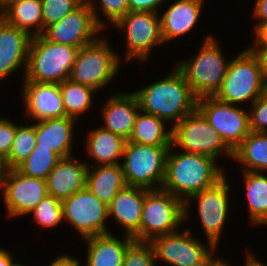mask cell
<instances>
[{"mask_svg":"<svg viewBox=\"0 0 267 266\" xmlns=\"http://www.w3.org/2000/svg\"><path fill=\"white\" fill-rule=\"evenodd\" d=\"M222 162L212 157L189 153L170 146L166 158L165 177L161 189L185 202L192 195L229 177Z\"/></svg>","mask_w":267,"mask_h":266,"instance_id":"6da1fadb","label":"cell"},{"mask_svg":"<svg viewBox=\"0 0 267 266\" xmlns=\"http://www.w3.org/2000/svg\"><path fill=\"white\" fill-rule=\"evenodd\" d=\"M163 78L146 83L140 89H133L137 96L140 110L144 113L155 115L174 127L184 117L197 108V97L183 75L171 66Z\"/></svg>","mask_w":267,"mask_h":266,"instance_id":"7a4b0ae2","label":"cell"},{"mask_svg":"<svg viewBox=\"0 0 267 266\" xmlns=\"http://www.w3.org/2000/svg\"><path fill=\"white\" fill-rule=\"evenodd\" d=\"M210 33L203 36L196 54L184 57L174 65L197 98L216 95L222 87L229 62L234 55L231 52L227 57L223 50L224 44L217 40L215 34Z\"/></svg>","mask_w":267,"mask_h":266,"instance_id":"3957f363","label":"cell"},{"mask_svg":"<svg viewBox=\"0 0 267 266\" xmlns=\"http://www.w3.org/2000/svg\"><path fill=\"white\" fill-rule=\"evenodd\" d=\"M109 34L108 31L104 32L95 41L78 50L69 79L91 87L98 93H102L107 86L114 85L111 82L116 81L125 64L121 61L122 52L113 48L116 46L112 44Z\"/></svg>","mask_w":267,"mask_h":266,"instance_id":"277c9868","label":"cell"},{"mask_svg":"<svg viewBox=\"0 0 267 266\" xmlns=\"http://www.w3.org/2000/svg\"><path fill=\"white\" fill-rule=\"evenodd\" d=\"M229 181L230 179L225 176L213 187L202 190L183 202L184 226L186 222L192 223L190 220L191 217H193L192 215H194V208V211L197 213L195 214L196 217H194V220L198 217V222L202 229L200 232H204L203 239L210 241L217 249L220 247L219 245H221V240L223 241L222 236H224V228H228L225 224H229L230 221L228 220H232L229 219L233 213L230 209H233L231 207H234L233 205L235 202H231L232 200H236L233 199L232 196L235 192L233 193V191H231V189H233L232 187L235 186L229 185L231 184Z\"/></svg>","mask_w":267,"mask_h":266,"instance_id":"5b68a950","label":"cell"},{"mask_svg":"<svg viewBox=\"0 0 267 266\" xmlns=\"http://www.w3.org/2000/svg\"><path fill=\"white\" fill-rule=\"evenodd\" d=\"M112 28L120 33V37L122 35L120 39L124 38L125 54L122 53L121 61L125 64L137 62L145 68V65L153 60L152 53L156 51L155 48L165 45L157 12H128L110 27V30Z\"/></svg>","mask_w":267,"mask_h":266,"instance_id":"8992f818","label":"cell"},{"mask_svg":"<svg viewBox=\"0 0 267 266\" xmlns=\"http://www.w3.org/2000/svg\"><path fill=\"white\" fill-rule=\"evenodd\" d=\"M245 47L231 57L222 87L215 97L248 108L265 92V76L257 56Z\"/></svg>","mask_w":267,"mask_h":266,"instance_id":"52a82bcc","label":"cell"},{"mask_svg":"<svg viewBox=\"0 0 267 266\" xmlns=\"http://www.w3.org/2000/svg\"><path fill=\"white\" fill-rule=\"evenodd\" d=\"M78 48L47 40L43 35L32 37L27 68L21 82L61 83L70 78Z\"/></svg>","mask_w":267,"mask_h":266,"instance_id":"ba28073f","label":"cell"},{"mask_svg":"<svg viewBox=\"0 0 267 266\" xmlns=\"http://www.w3.org/2000/svg\"><path fill=\"white\" fill-rule=\"evenodd\" d=\"M194 233L190 226H185L175 233L153 238L149 243L157 266H207L219 249Z\"/></svg>","mask_w":267,"mask_h":266,"instance_id":"9c48e42d","label":"cell"},{"mask_svg":"<svg viewBox=\"0 0 267 266\" xmlns=\"http://www.w3.org/2000/svg\"><path fill=\"white\" fill-rule=\"evenodd\" d=\"M169 148L126 141L121 166L127 186L160 189Z\"/></svg>","mask_w":267,"mask_h":266,"instance_id":"30bf717a","label":"cell"},{"mask_svg":"<svg viewBox=\"0 0 267 266\" xmlns=\"http://www.w3.org/2000/svg\"><path fill=\"white\" fill-rule=\"evenodd\" d=\"M184 203L163 189L148 190L140 221V242L172 234L184 225ZM181 227V228H180Z\"/></svg>","mask_w":267,"mask_h":266,"instance_id":"8fae6325","label":"cell"},{"mask_svg":"<svg viewBox=\"0 0 267 266\" xmlns=\"http://www.w3.org/2000/svg\"><path fill=\"white\" fill-rule=\"evenodd\" d=\"M172 145L178 150L203 154L217 161L223 157L233 160V151L197 109L173 127Z\"/></svg>","mask_w":267,"mask_h":266,"instance_id":"7c38bea8","label":"cell"},{"mask_svg":"<svg viewBox=\"0 0 267 266\" xmlns=\"http://www.w3.org/2000/svg\"><path fill=\"white\" fill-rule=\"evenodd\" d=\"M64 224L76 230L81 239L113 233L110 230L108 209L87 187L61 201Z\"/></svg>","mask_w":267,"mask_h":266,"instance_id":"4fadbf2b","label":"cell"},{"mask_svg":"<svg viewBox=\"0 0 267 266\" xmlns=\"http://www.w3.org/2000/svg\"><path fill=\"white\" fill-rule=\"evenodd\" d=\"M234 151L251 132L249 110L246 106L230 104L215 96L197 99L196 108Z\"/></svg>","mask_w":267,"mask_h":266,"instance_id":"5bb4252c","label":"cell"},{"mask_svg":"<svg viewBox=\"0 0 267 266\" xmlns=\"http://www.w3.org/2000/svg\"><path fill=\"white\" fill-rule=\"evenodd\" d=\"M47 194L46 180L23 175L17 169H5L0 196L5 217H27Z\"/></svg>","mask_w":267,"mask_h":266,"instance_id":"9a60e30c","label":"cell"},{"mask_svg":"<svg viewBox=\"0 0 267 266\" xmlns=\"http://www.w3.org/2000/svg\"><path fill=\"white\" fill-rule=\"evenodd\" d=\"M104 32L84 1L72 13L46 27L42 35L51 42L80 49L95 41Z\"/></svg>","mask_w":267,"mask_h":266,"instance_id":"2e32d148","label":"cell"},{"mask_svg":"<svg viewBox=\"0 0 267 266\" xmlns=\"http://www.w3.org/2000/svg\"><path fill=\"white\" fill-rule=\"evenodd\" d=\"M20 94L23 118L30 122L66 116L58 83L23 82Z\"/></svg>","mask_w":267,"mask_h":266,"instance_id":"e0dca14e","label":"cell"},{"mask_svg":"<svg viewBox=\"0 0 267 266\" xmlns=\"http://www.w3.org/2000/svg\"><path fill=\"white\" fill-rule=\"evenodd\" d=\"M166 1L159 11L161 35L165 45L179 38L190 37L198 25L202 23V14L206 0H172ZM168 4V5H167ZM163 11V12H162ZM200 20V21H199ZM188 34V35H187Z\"/></svg>","mask_w":267,"mask_h":266,"instance_id":"ac0fdd59","label":"cell"},{"mask_svg":"<svg viewBox=\"0 0 267 266\" xmlns=\"http://www.w3.org/2000/svg\"><path fill=\"white\" fill-rule=\"evenodd\" d=\"M31 39L26 31L0 16V84L11 76L13 78L19 70L20 79H24Z\"/></svg>","mask_w":267,"mask_h":266,"instance_id":"d6986e66","label":"cell"},{"mask_svg":"<svg viewBox=\"0 0 267 266\" xmlns=\"http://www.w3.org/2000/svg\"><path fill=\"white\" fill-rule=\"evenodd\" d=\"M110 94L108 93L104 103L101 102V108H98L101 116V123L98 124L128 141L140 111L138 98L133 91L125 92V89Z\"/></svg>","mask_w":267,"mask_h":266,"instance_id":"ffe728a7","label":"cell"},{"mask_svg":"<svg viewBox=\"0 0 267 266\" xmlns=\"http://www.w3.org/2000/svg\"><path fill=\"white\" fill-rule=\"evenodd\" d=\"M147 191L141 187L126 186L107 206L109 224L114 222L122 229L119 232L131 236L134 241H140V221Z\"/></svg>","mask_w":267,"mask_h":266,"instance_id":"44dd1931","label":"cell"},{"mask_svg":"<svg viewBox=\"0 0 267 266\" xmlns=\"http://www.w3.org/2000/svg\"><path fill=\"white\" fill-rule=\"evenodd\" d=\"M79 123L76 119L67 116L34 122L36 145L38 148L51 149L60 158L76 155L74 153V145L78 141L76 130L78 131V128L79 132L85 130Z\"/></svg>","mask_w":267,"mask_h":266,"instance_id":"7402d4cb","label":"cell"},{"mask_svg":"<svg viewBox=\"0 0 267 266\" xmlns=\"http://www.w3.org/2000/svg\"><path fill=\"white\" fill-rule=\"evenodd\" d=\"M82 157L61 158L46 178L48 195L63 201L86 187L88 165Z\"/></svg>","mask_w":267,"mask_h":266,"instance_id":"603a6c76","label":"cell"},{"mask_svg":"<svg viewBox=\"0 0 267 266\" xmlns=\"http://www.w3.org/2000/svg\"><path fill=\"white\" fill-rule=\"evenodd\" d=\"M115 233L116 231L82 239L81 242H84L86 246V252H84L86 257L84 258L85 261H80L81 265L123 266L126 250L134 239L129 235Z\"/></svg>","mask_w":267,"mask_h":266,"instance_id":"cb8c5ba5","label":"cell"},{"mask_svg":"<svg viewBox=\"0 0 267 266\" xmlns=\"http://www.w3.org/2000/svg\"><path fill=\"white\" fill-rule=\"evenodd\" d=\"M98 127H92L90 130H85L84 133V162L90 166L105 165V164H121L122 156L126 140L121 136L112 133L109 130ZM92 159V161H91Z\"/></svg>","mask_w":267,"mask_h":266,"instance_id":"d4e9b609","label":"cell"},{"mask_svg":"<svg viewBox=\"0 0 267 266\" xmlns=\"http://www.w3.org/2000/svg\"><path fill=\"white\" fill-rule=\"evenodd\" d=\"M239 179L242 180V188L245 193L246 206L248 209V225L255 229L267 227V172L241 171Z\"/></svg>","mask_w":267,"mask_h":266,"instance_id":"484cf974","label":"cell"},{"mask_svg":"<svg viewBox=\"0 0 267 266\" xmlns=\"http://www.w3.org/2000/svg\"><path fill=\"white\" fill-rule=\"evenodd\" d=\"M126 186L121 164L90 166L87 169L86 187L107 206Z\"/></svg>","mask_w":267,"mask_h":266,"instance_id":"4316f807","label":"cell"},{"mask_svg":"<svg viewBox=\"0 0 267 266\" xmlns=\"http://www.w3.org/2000/svg\"><path fill=\"white\" fill-rule=\"evenodd\" d=\"M239 171L267 172V132H250L233 151Z\"/></svg>","mask_w":267,"mask_h":266,"instance_id":"83f0119b","label":"cell"},{"mask_svg":"<svg viewBox=\"0 0 267 266\" xmlns=\"http://www.w3.org/2000/svg\"><path fill=\"white\" fill-rule=\"evenodd\" d=\"M173 127L166 121L139 111L128 141L143 145L171 146Z\"/></svg>","mask_w":267,"mask_h":266,"instance_id":"f1b7e54d","label":"cell"},{"mask_svg":"<svg viewBox=\"0 0 267 266\" xmlns=\"http://www.w3.org/2000/svg\"><path fill=\"white\" fill-rule=\"evenodd\" d=\"M59 88L62 94L63 105L67 117H71L81 122L85 114L89 115L97 105L94 104L96 95L99 93L88 86L76 83L71 79H67L59 83ZM96 106V108H94ZM93 107V108H92Z\"/></svg>","mask_w":267,"mask_h":266,"instance_id":"f546056e","label":"cell"},{"mask_svg":"<svg viewBox=\"0 0 267 266\" xmlns=\"http://www.w3.org/2000/svg\"><path fill=\"white\" fill-rule=\"evenodd\" d=\"M1 17L9 24L26 31L31 37L43 34L41 0H24L15 3Z\"/></svg>","mask_w":267,"mask_h":266,"instance_id":"4dcf8cb0","label":"cell"},{"mask_svg":"<svg viewBox=\"0 0 267 266\" xmlns=\"http://www.w3.org/2000/svg\"><path fill=\"white\" fill-rule=\"evenodd\" d=\"M24 123L17 122L15 137L9 153L4 161L6 169H16L32 153L36 146L34 122L23 119Z\"/></svg>","mask_w":267,"mask_h":266,"instance_id":"1f68e13d","label":"cell"},{"mask_svg":"<svg viewBox=\"0 0 267 266\" xmlns=\"http://www.w3.org/2000/svg\"><path fill=\"white\" fill-rule=\"evenodd\" d=\"M60 159L51 149L38 148L36 145L30 156L16 169L23 175L46 180Z\"/></svg>","mask_w":267,"mask_h":266,"instance_id":"d6a6232c","label":"cell"},{"mask_svg":"<svg viewBox=\"0 0 267 266\" xmlns=\"http://www.w3.org/2000/svg\"><path fill=\"white\" fill-rule=\"evenodd\" d=\"M96 23L105 31L130 12L129 0H85Z\"/></svg>","mask_w":267,"mask_h":266,"instance_id":"836d02e7","label":"cell"},{"mask_svg":"<svg viewBox=\"0 0 267 266\" xmlns=\"http://www.w3.org/2000/svg\"><path fill=\"white\" fill-rule=\"evenodd\" d=\"M41 230L51 231L59 229L63 225V214L61 201L51 195L38 203V205L27 215ZM45 228V229H44Z\"/></svg>","mask_w":267,"mask_h":266,"instance_id":"e575fe53","label":"cell"},{"mask_svg":"<svg viewBox=\"0 0 267 266\" xmlns=\"http://www.w3.org/2000/svg\"><path fill=\"white\" fill-rule=\"evenodd\" d=\"M85 0H41L43 13V32L46 27L60 21L72 13Z\"/></svg>","mask_w":267,"mask_h":266,"instance_id":"d590c367","label":"cell"},{"mask_svg":"<svg viewBox=\"0 0 267 266\" xmlns=\"http://www.w3.org/2000/svg\"><path fill=\"white\" fill-rule=\"evenodd\" d=\"M123 266H157L150 243L133 241L126 250Z\"/></svg>","mask_w":267,"mask_h":266,"instance_id":"8d00e7d4","label":"cell"},{"mask_svg":"<svg viewBox=\"0 0 267 266\" xmlns=\"http://www.w3.org/2000/svg\"><path fill=\"white\" fill-rule=\"evenodd\" d=\"M250 130L267 132V94L264 92L249 107Z\"/></svg>","mask_w":267,"mask_h":266,"instance_id":"74e56055","label":"cell"},{"mask_svg":"<svg viewBox=\"0 0 267 266\" xmlns=\"http://www.w3.org/2000/svg\"><path fill=\"white\" fill-rule=\"evenodd\" d=\"M16 128V119L11 120L5 114L0 117V160L3 162L9 157Z\"/></svg>","mask_w":267,"mask_h":266,"instance_id":"f35d334b","label":"cell"},{"mask_svg":"<svg viewBox=\"0 0 267 266\" xmlns=\"http://www.w3.org/2000/svg\"><path fill=\"white\" fill-rule=\"evenodd\" d=\"M250 25L252 31L247 47H267V21L266 22H253ZM251 40V41H250Z\"/></svg>","mask_w":267,"mask_h":266,"instance_id":"ab89813d","label":"cell"},{"mask_svg":"<svg viewBox=\"0 0 267 266\" xmlns=\"http://www.w3.org/2000/svg\"><path fill=\"white\" fill-rule=\"evenodd\" d=\"M167 0H129V9L139 12H157L159 13L162 6Z\"/></svg>","mask_w":267,"mask_h":266,"instance_id":"60d3db41","label":"cell"},{"mask_svg":"<svg viewBox=\"0 0 267 266\" xmlns=\"http://www.w3.org/2000/svg\"><path fill=\"white\" fill-rule=\"evenodd\" d=\"M68 252H66V254L62 252V254H57V257L52 258L54 260H51V262H48L49 265H45V266H82L81 262H80V257L78 259V257L71 255V254H67Z\"/></svg>","mask_w":267,"mask_h":266,"instance_id":"b9f144b4","label":"cell"},{"mask_svg":"<svg viewBox=\"0 0 267 266\" xmlns=\"http://www.w3.org/2000/svg\"><path fill=\"white\" fill-rule=\"evenodd\" d=\"M250 19H254V22H266L267 21V0H255L252 6Z\"/></svg>","mask_w":267,"mask_h":266,"instance_id":"7bdbcfd3","label":"cell"},{"mask_svg":"<svg viewBox=\"0 0 267 266\" xmlns=\"http://www.w3.org/2000/svg\"><path fill=\"white\" fill-rule=\"evenodd\" d=\"M15 253H13L11 251V248H10V251L8 249H6V247H1L0 246V266H17L21 260L19 258V261L15 258ZM16 260V261H15Z\"/></svg>","mask_w":267,"mask_h":266,"instance_id":"ee69618b","label":"cell"},{"mask_svg":"<svg viewBox=\"0 0 267 266\" xmlns=\"http://www.w3.org/2000/svg\"><path fill=\"white\" fill-rule=\"evenodd\" d=\"M259 59L264 76H267V47H248Z\"/></svg>","mask_w":267,"mask_h":266,"instance_id":"f6af8a7d","label":"cell"},{"mask_svg":"<svg viewBox=\"0 0 267 266\" xmlns=\"http://www.w3.org/2000/svg\"><path fill=\"white\" fill-rule=\"evenodd\" d=\"M243 253L245 255L244 257H246L244 259L245 263H243V266H267L266 261L264 263V261H262L261 258L257 256L256 252H252L251 248H247Z\"/></svg>","mask_w":267,"mask_h":266,"instance_id":"bcb514c9","label":"cell"},{"mask_svg":"<svg viewBox=\"0 0 267 266\" xmlns=\"http://www.w3.org/2000/svg\"><path fill=\"white\" fill-rule=\"evenodd\" d=\"M230 260L232 259L230 258L228 261V259L223 258L222 255L220 256L217 255L207 266H235V264L232 265Z\"/></svg>","mask_w":267,"mask_h":266,"instance_id":"7dc6e473","label":"cell"},{"mask_svg":"<svg viewBox=\"0 0 267 266\" xmlns=\"http://www.w3.org/2000/svg\"><path fill=\"white\" fill-rule=\"evenodd\" d=\"M24 0H0V16L13 4Z\"/></svg>","mask_w":267,"mask_h":266,"instance_id":"c3c4849f","label":"cell"},{"mask_svg":"<svg viewBox=\"0 0 267 266\" xmlns=\"http://www.w3.org/2000/svg\"><path fill=\"white\" fill-rule=\"evenodd\" d=\"M4 162L0 160V195L2 194L3 176L5 172Z\"/></svg>","mask_w":267,"mask_h":266,"instance_id":"681fc988","label":"cell"},{"mask_svg":"<svg viewBox=\"0 0 267 266\" xmlns=\"http://www.w3.org/2000/svg\"><path fill=\"white\" fill-rule=\"evenodd\" d=\"M265 93L267 94V76L265 77Z\"/></svg>","mask_w":267,"mask_h":266,"instance_id":"f907efd6","label":"cell"},{"mask_svg":"<svg viewBox=\"0 0 267 266\" xmlns=\"http://www.w3.org/2000/svg\"><path fill=\"white\" fill-rule=\"evenodd\" d=\"M17 266H29V265H26V262H25V264H24V262L22 263H19Z\"/></svg>","mask_w":267,"mask_h":266,"instance_id":"816d5d0a","label":"cell"}]
</instances>
